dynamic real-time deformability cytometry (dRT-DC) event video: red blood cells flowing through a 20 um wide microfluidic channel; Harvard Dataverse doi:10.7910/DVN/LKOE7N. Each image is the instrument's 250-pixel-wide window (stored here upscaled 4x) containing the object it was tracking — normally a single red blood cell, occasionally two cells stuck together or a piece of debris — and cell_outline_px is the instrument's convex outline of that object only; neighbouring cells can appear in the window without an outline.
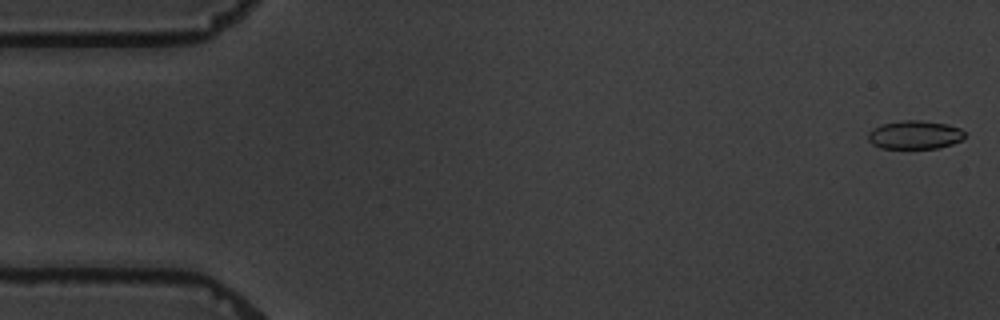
{"species": "common noctule bat (a hibernating species)", "species_latin": "Nyctalus noctula", "temperature_condition": "warm", "stored_images_in_passage": 3, "camera_frame_rate_fps": 3000, "um_per_image_px": 0.085, "animal": {"sex": "male", "body_mass_g": 19.5, "forearm_length_mm": 54.6}, "frame": {"image": 1, "passage_image": 1, "time_ms": 0.0, "image_size_px": [1000, 320], "cell_outline_px": [[964, 136], [960, 140], [952, 144], [936, 148], [880, 148], [872, 144], [868, 140], [868, 132], [872, 128], [880, 124], [900, 120], [920, 120], [948, 124], [960, 128], [964, 132]], "centroid_in_image_um": [77.71, 11.45], "position_along_channel_um": 7.3, "area_um2": 16.13}}